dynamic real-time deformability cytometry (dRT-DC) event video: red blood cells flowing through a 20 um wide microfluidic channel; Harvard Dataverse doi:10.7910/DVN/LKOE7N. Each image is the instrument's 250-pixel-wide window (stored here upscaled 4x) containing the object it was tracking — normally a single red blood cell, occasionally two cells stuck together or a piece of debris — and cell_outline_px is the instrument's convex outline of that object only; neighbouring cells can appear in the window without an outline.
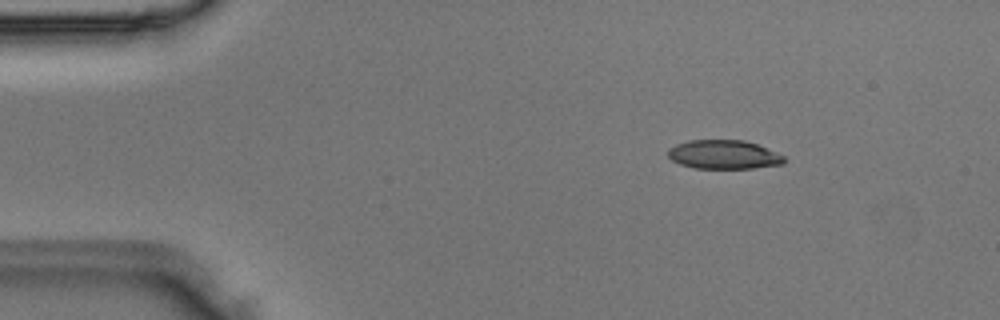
{"species": "Egyptian fruit bat (a non-hibernating species)", "species_latin": "Rousettus aegyptiacus", "temperature_condition": "room temperature", "stored_images_in_passage": 4, "camera_frame_rate_fps": 3000, "um_per_image_px": 0.085, "animal": {"sex": "male"}, "frame": {"image": 1, "passage_image": 2, "time_ms": 0.333, "image_size_px": [1000, 320], "cell_outline_px": [[784, 164], [752, 168], [692, 168], [680, 164], [672, 160], [668, 156], [668, 152], [676, 144], [688, 140], [744, 140], [756, 144], [784, 156]], "centroid_in_image_um": [61.5, 13.14], "position_along_channel_um": 23.5, "area_um2": 19.36}}
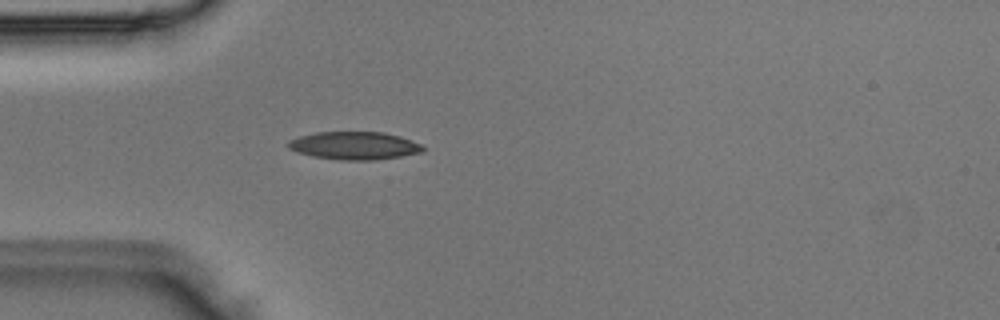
{"frame": {"image": 2, "passage_image": 4, "time_ms": 1.0, "image_size_px": [1000, 320], "cell_outline_px": [[424, 152], [376, 160], [340, 160], [312, 156], [296, 152], [288, 148], [288, 140], [300, 136], [316, 132], [384, 132], [400, 136], [420, 144], [424, 148]], "centroid_in_image_um": [30.1, 12.38], "position_along_channel_um": 54.9, "area_um2": 21.91}}